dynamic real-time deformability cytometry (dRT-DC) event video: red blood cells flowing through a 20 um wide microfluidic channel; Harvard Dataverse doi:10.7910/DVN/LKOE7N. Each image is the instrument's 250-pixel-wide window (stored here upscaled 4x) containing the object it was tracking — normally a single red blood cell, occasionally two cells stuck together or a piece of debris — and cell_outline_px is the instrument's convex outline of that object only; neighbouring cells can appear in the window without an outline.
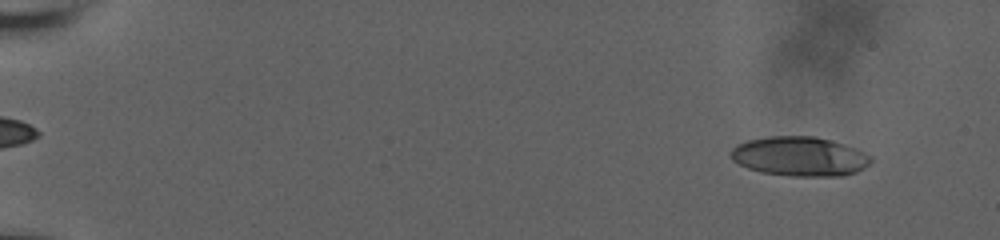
{"species": "human", "species_latin": "Homo sapiens", "temperature_condition": "room temperature", "stored_images_in_passage": 59, "camera_frame_rate_fps": 3000, "um_per_image_px": 0.085, "donor": {"sex": "male"}, "frame": {"image": 1, "passage_image": 6, "time_ms": 1.667, "image_size_px": [1000, 240], "cell_outline_px": [[872, 160], [864, 168], [856, 172], [844, 176], [792, 176], [760, 172], [748, 168], [732, 160], [728, 152], [736, 144], [748, 140], [768, 136], [816, 136], [856, 148], [872, 156]], "centroid_in_image_um": [67.96, 13.29], "position_along_channel_um": 17.0, "area_um2": 32.37}}
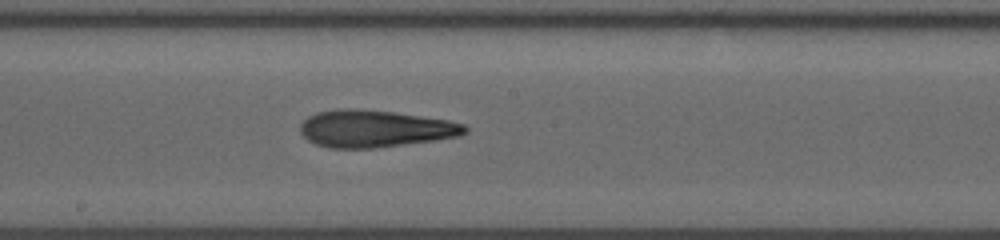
{"frame": {"image": 2, "passage_image": 35, "time_ms": 11.333, "image_size_px": [1000, 240], "cell_outline_px": [[468, 132], [460, 136], [376, 148], [332, 148], [316, 144], [308, 140], [300, 132], [300, 124], [308, 116], [316, 112], [340, 108], [348, 108], [396, 112], [448, 120], [464, 124], [468, 128]], "centroid_in_image_um": [31.86, 10.93], "position_along_channel_um": 216.3, "area_um2": 35.6}}
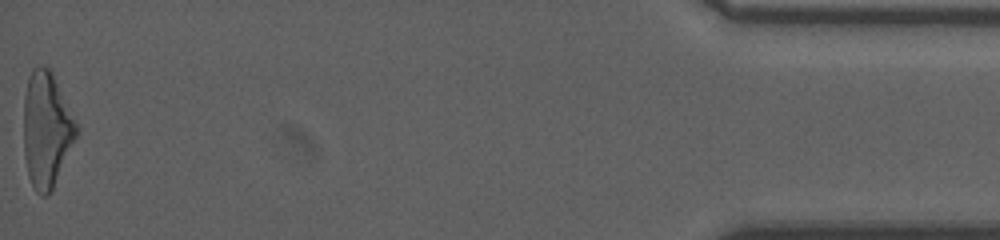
{"frame": {"image": 3, "passage_image": 59, "time_ms": 19.333, "image_size_px": [1000, 240], "cell_outline_px": [[80, 132], [48, 196], [40, 196], [36, 192], [28, 176], [24, 156], [24, 96], [28, 76], [32, 68], [48, 68], [52, 72], [80, 124]], "centroid_in_image_um": [3.99, 11.01], "position_along_channel_um": 431.2, "area_um2": 36.01}, "authors_computed_cell_mechanics": {"area_um2": 34.0442, "velocity_mm_per_s": 3.7635, "shape_relaxation_time_tau1_ms": 9.9619, "shape_relaxation_time_tau2_ms": 2.6808, "deformation_change_tau1": 0.2697, "deformation_change_tau2": 0.1401}}